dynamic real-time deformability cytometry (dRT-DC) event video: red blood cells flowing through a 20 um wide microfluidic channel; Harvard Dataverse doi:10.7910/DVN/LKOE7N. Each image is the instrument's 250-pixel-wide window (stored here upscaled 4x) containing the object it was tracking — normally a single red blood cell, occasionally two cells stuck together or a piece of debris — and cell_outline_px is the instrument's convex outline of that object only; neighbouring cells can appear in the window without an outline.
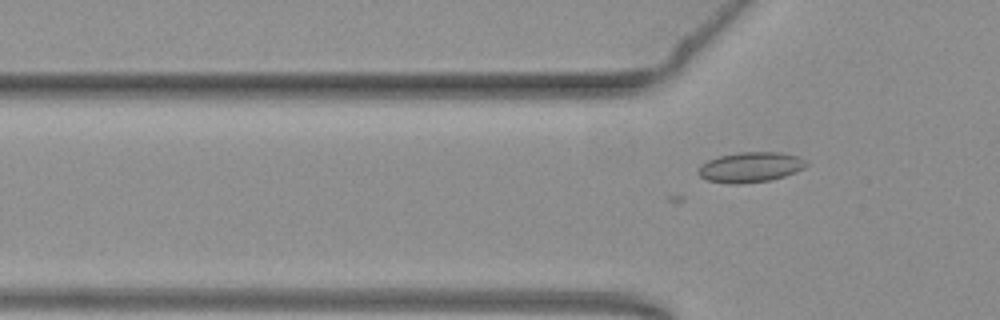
{"species": "common noctule bat (a hibernating species)", "species_latin": "Nyctalus noctula", "temperature_condition": "warm", "stored_images_in_passage": 45, "camera_frame_rate_fps": 3000, "um_per_image_px": 0.085, "animal": {"sex": "female", "body_mass_g": 19.3, "forearm_length_mm": 54.1}, "frame": {"image": 1, "passage_image": 4, "time_ms": 1.0, "image_size_px": [1000, 320], "cell_outline_px": [[808, 164], [804, 168], [796, 172], [772, 180], [740, 184], [732, 184], [708, 180], [700, 176], [696, 172], [700, 164], [708, 160], [720, 156], [740, 152], [780, 152], [796, 156], [804, 160]], "centroid_in_image_um": [63.76, 14.21], "position_along_channel_um": 62.0, "area_um2": 19.02}}
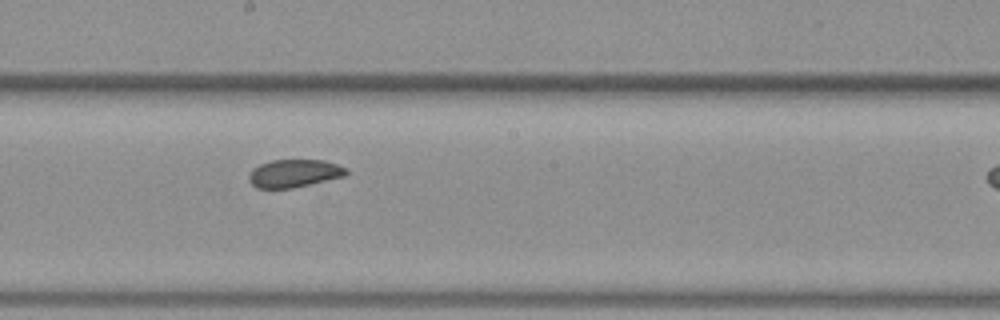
{"frame": {"image": 2, "passage_image": 17, "time_ms": 5.333, "image_size_px": [1000, 320], "cell_outline_px": [[348, 172], [344, 176], [292, 188], [256, 188], [248, 180], [248, 176], [252, 168], [260, 164], [272, 160], [324, 160], [348, 168]], "centroid_in_image_um": [24.98, 14.73], "position_along_channel_um": 223.2, "area_um2": 15.78}}
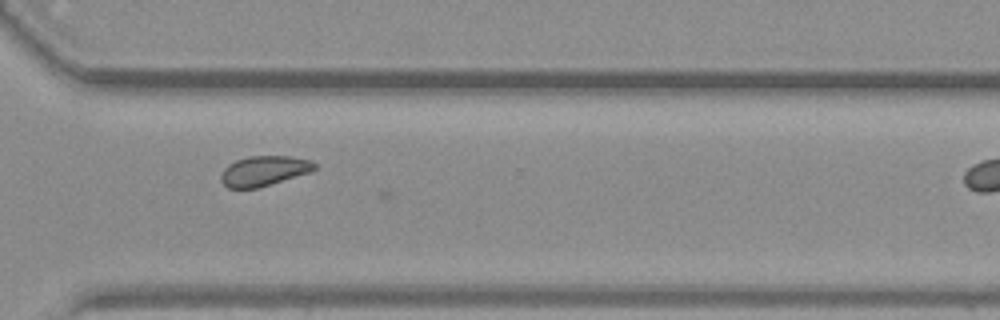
{"frame": {"image": 3, "passage_image": 27, "time_ms": 8.667, "image_size_px": [1000, 320], "cell_outline_px": [[316, 168], [308, 172], [256, 188], [228, 188], [220, 180], [220, 176], [224, 168], [228, 164], [236, 160], [248, 156], [292, 156], [312, 160], [316, 164]], "centroid_in_image_um": [22.41, 14.5], "position_along_channel_um": 348.2, "area_um2": 16.18}}